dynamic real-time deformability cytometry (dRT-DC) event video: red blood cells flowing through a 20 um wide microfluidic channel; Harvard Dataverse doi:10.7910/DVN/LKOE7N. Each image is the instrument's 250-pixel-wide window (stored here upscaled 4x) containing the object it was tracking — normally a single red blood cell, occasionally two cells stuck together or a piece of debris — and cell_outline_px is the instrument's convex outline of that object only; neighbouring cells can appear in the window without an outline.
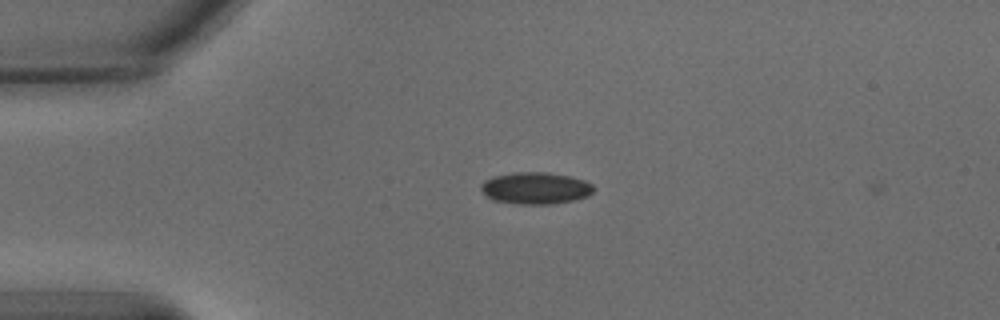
{"species": "common noctule bat (a hibernating species)", "species_latin": "Nyctalus noctula", "temperature_condition": "warm", "stored_images_in_passage": 2, "camera_frame_rate_fps": 3000, "um_per_image_px": 0.085, "animal": {"sex": "male", "body_mass_g": 15.6}, "frame": {"image": 1, "passage_image": 1, "time_ms": 0.0, "image_size_px": [1000, 320], "cell_outline_px": [[596, 188], [588, 196], [576, 200], [552, 204], [520, 204], [492, 200], [480, 188], [480, 184], [484, 180], [492, 176], [512, 172], [548, 172], [568, 176], [584, 180], [592, 184]], "centroid_in_image_um": [45.53, 15.99], "position_along_channel_um": 39.5, "area_um2": 21.1}}